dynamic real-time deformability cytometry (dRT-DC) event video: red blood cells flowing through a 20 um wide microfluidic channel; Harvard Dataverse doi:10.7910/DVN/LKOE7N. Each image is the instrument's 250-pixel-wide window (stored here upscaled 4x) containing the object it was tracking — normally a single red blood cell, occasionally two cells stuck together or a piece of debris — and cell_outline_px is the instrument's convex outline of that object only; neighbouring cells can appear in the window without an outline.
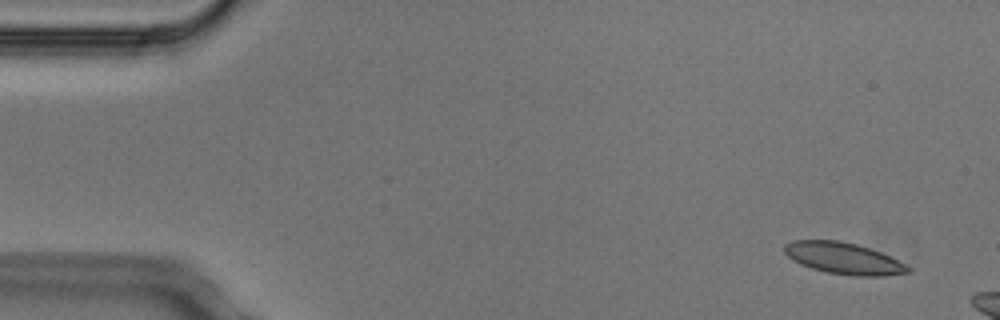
{"species": "Egyptian fruit bat (a non-hibernating species)", "species_latin": "Rousettus aegyptiacus", "temperature_condition": "cold", "stored_images_in_passage": 3, "camera_frame_rate_fps": 3000, "um_per_image_px": 0.085, "animal": {"sex": "male"}, "frame": {"image": 1, "passage_image": 1, "time_ms": 0.0, "image_size_px": [1000, 320], "cell_outline_px": [[912, 268], [908, 272], [884, 276], [852, 276], [828, 272], [812, 268], [800, 264], [792, 260], [784, 252], [784, 244], [792, 240], [840, 240], [856, 244], [880, 252]], "centroid_in_image_um": [71.66, 21.95], "position_along_channel_um": 13.3, "area_um2": 22.54}}